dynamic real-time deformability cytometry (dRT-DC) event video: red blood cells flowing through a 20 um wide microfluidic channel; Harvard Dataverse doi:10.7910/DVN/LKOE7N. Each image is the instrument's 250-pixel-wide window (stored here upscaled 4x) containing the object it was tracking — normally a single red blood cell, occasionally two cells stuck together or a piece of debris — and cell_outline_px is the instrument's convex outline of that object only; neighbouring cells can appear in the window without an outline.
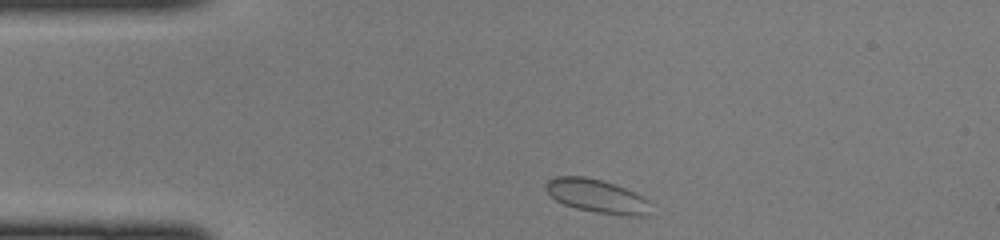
{"species": "common noctule bat (a hibernating species)", "species_latin": "Nyctalus noctula", "temperature_condition": "cold", "stored_images_in_passage": 39, "camera_frame_rate_fps": 3000, "um_per_image_px": 0.085, "animal": {"sex": "female", "body_mass_g": 22.0, "forearm_length_mm": 56.7}, "frame": {"image": 1, "passage_image": 1, "time_ms": 0.0, "image_size_px": [1000, 240], "cell_outline_px": [[648, 216], [624, 216], [596, 212], [576, 208], [564, 204], [556, 200], [548, 192], [544, 184], [548, 180], [556, 176], [584, 176], [600, 180], [624, 188], [644, 196], [648, 200]], "centroid_in_image_um": [50.73, 16.67], "position_along_channel_um": 34.3, "area_um2": 20.29}}
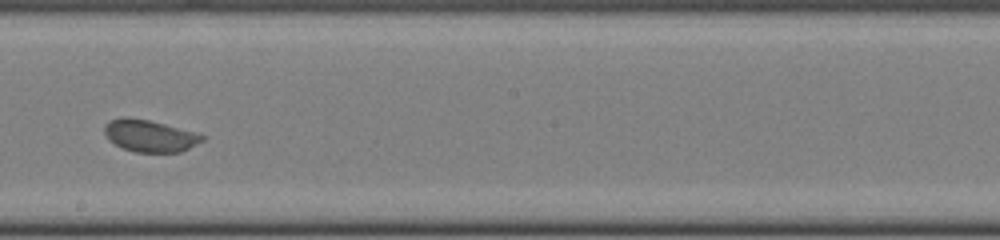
{"frame": {"image": 2, "passage_image": 18, "time_ms": 5.667, "image_size_px": [1000, 240], "cell_outline_px": [[204, 140], [180, 152], [136, 152], [124, 148], [108, 140], [104, 132], [104, 124], [108, 120], [120, 116], [128, 116], [148, 120], [196, 132], [204, 136]], "centroid_in_image_um": [12.68, 11.52], "position_along_channel_um": 235.5, "area_um2": 18.26}}
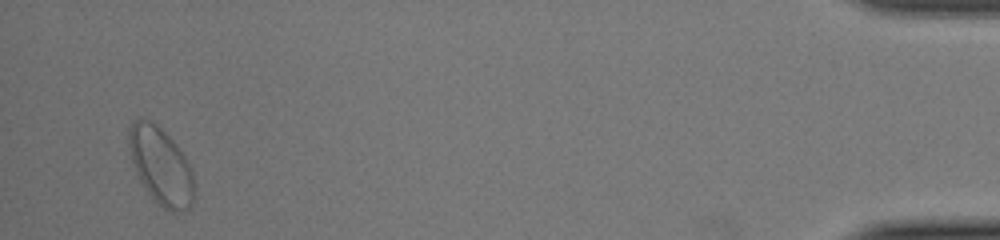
{"frame": {"image": 3, "passage_image": 37, "time_ms": 12.0, "image_size_px": [1000, 240], "cell_outline_px": [[192, 204], [184, 212], [172, 212], [164, 208], [144, 188], [136, 172], [132, 160], [128, 144], [128, 128], [132, 120], [140, 116], [156, 124], [176, 144], [184, 156], [192, 172]], "centroid_in_image_um": [13.63, 14.07], "position_along_channel_um": 421.6, "area_um2": 28.96}}